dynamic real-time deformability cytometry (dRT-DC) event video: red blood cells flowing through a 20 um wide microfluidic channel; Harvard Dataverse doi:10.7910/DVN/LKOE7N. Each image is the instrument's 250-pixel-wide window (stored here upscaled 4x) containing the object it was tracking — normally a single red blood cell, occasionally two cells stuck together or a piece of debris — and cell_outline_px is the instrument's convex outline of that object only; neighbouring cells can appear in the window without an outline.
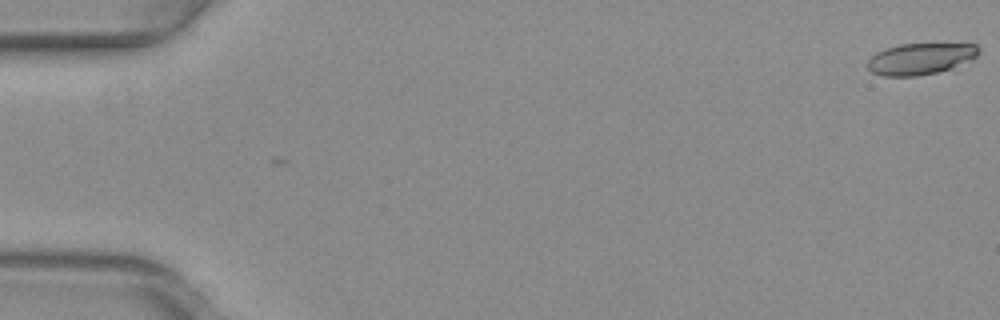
{"species": "common noctule bat (a hibernating species)", "species_latin": "Nyctalus noctula", "temperature_condition": "warm", "stored_images_in_passage": 18, "camera_frame_rate_fps": 3000, "um_per_image_px": 0.085, "animal": {"sex": "female", "body_mass_g": 29.2, "forearm_length_mm": 56.3}, "frame": {"image": 1, "passage_image": 1, "time_ms": 0.0, "image_size_px": [1000, 320], "cell_outline_px": [[980, 52], [972, 60], [952, 68], [936, 72], [916, 76], [884, 76], [872, 72], [868, 68], [868, 60], [876, 52], [884, 48], [900, 44], [976, 44], [980, 48]], "centroid_in_image_um": [78.25, 4.99], "position_along_channel_um": 6.8, "area_um2": 20.35}}
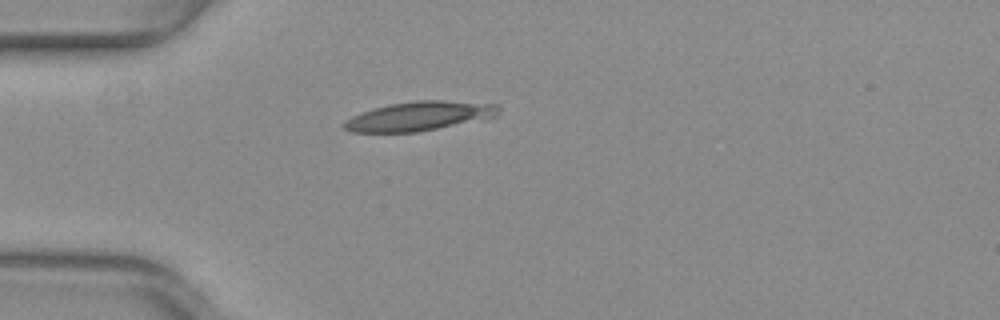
{"frame": {"image": 2, "passage_image": 16, "time_ms": 5.0, "image_size_px": [1000, 320], "cell_outline_px": [[500, 112], [496, 116], [416, 132], [352, 132], [344, 128], [340, 124], [344, 120], [352, 116], [388, 104], [412, 100], [444, 100], [500, 104]], "centroid_in_image_um": [35.62, 9.85], "position_along_channel_um": 49.4, "area_um2": 26.13}}